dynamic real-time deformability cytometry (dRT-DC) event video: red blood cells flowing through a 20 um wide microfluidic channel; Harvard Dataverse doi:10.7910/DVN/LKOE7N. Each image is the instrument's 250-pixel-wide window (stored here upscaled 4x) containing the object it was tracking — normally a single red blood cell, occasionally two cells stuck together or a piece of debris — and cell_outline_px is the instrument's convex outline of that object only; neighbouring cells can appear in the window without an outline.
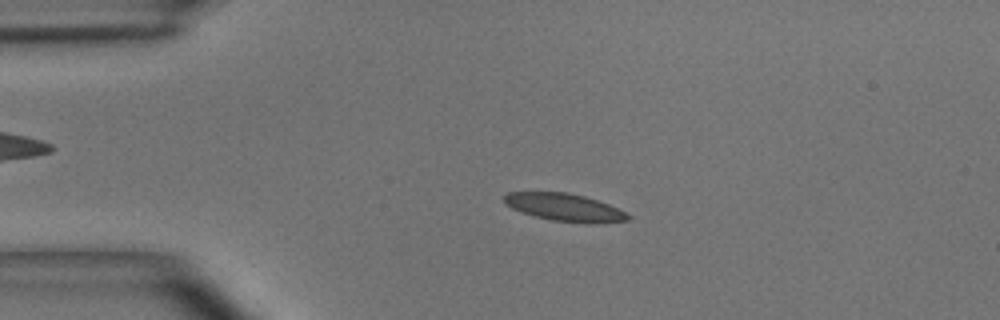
{"species": "common noctule bat (a hibernating species)", "species_latin": "Nyctalus noctula", "temperature_condition": "room temperature", "stored_images_in_passage": 50, "camera_frame_rate_fps": 3000, "um_per_image_px": 0.085, "animal": {"sex": "male", "body_mass_g": 15.6}, "frame": {"image": 1, "passage_image": 10, "time_ms": 3.0, "image_size_px": [1000, 320], "cell_outline_px": [[632, 216], [628, 220], [552, 220], [536, 216], [512, 208], [504, 204], [504, 196], [508, 192], [568, 192], [584, 196], [608, 204]], "centroid_in_image_um": [47.86, 17.55], "position_along_channel_um": 37.1, "area_um2": 18.61}}
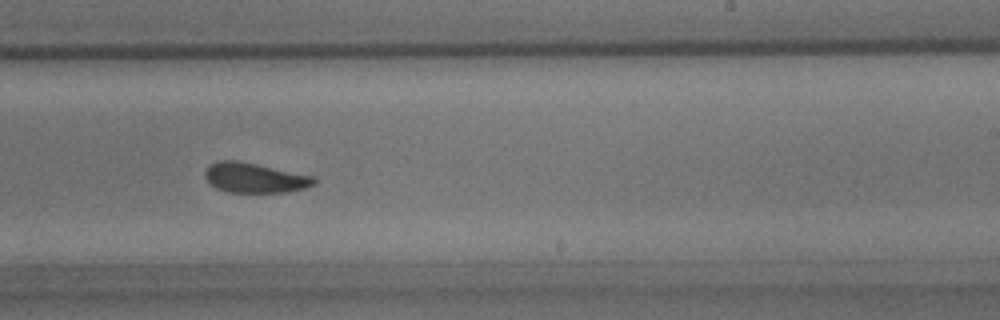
{"frame": {"image": 2, "passage_image": 30, "time_ms": 9.667, "image_size_px": [1000, 320], "cell_outline_px": [[316, 184], [304, 188], [284, 192], [228, 192], [216, 188], [208, 184], [204, 176], [204, 172], [208, 164], [216, 160], [236, 160], [256, 164], [312, 176], [316, 180]], "centroid_in_image_um": [21.56, 15.11], "position_along_channel_um": 267.4, "area_um2": 19.02}}
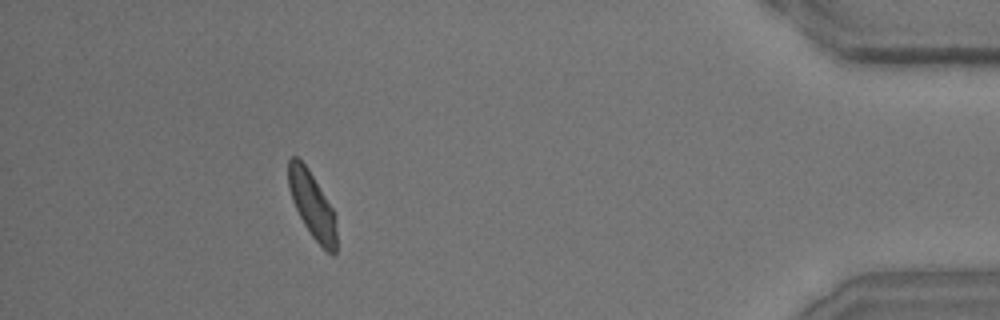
{"frame": {"image": 3, "passage_image": 45, "time_ms": 14.667, "image_size_px": [1000, 320], "cell_outline_px": [[336, 252], [332, 256], [312, 236], [304, 224], [292, 200], [288, 188], [288, 160], [292, 156], [296, 156], [308, 168], [332, 208], [336, 220]], "centroid_in_image_um": [26.52, 17.41], "position_along_channel_um": 408.7, "area_um2": 18.26}, "authors_computed_cell_mechanics": {"area_um2": 19.5942, "velocity_mm_per_s": 3.9258, "shape_relaxation_time_tau1_ms": 5.5452, "shape_relaxation_time_tau2_ms": 2.0336, "deformation_change_tau1": 0.132, "deformation_change_tau2": 0.0732}}